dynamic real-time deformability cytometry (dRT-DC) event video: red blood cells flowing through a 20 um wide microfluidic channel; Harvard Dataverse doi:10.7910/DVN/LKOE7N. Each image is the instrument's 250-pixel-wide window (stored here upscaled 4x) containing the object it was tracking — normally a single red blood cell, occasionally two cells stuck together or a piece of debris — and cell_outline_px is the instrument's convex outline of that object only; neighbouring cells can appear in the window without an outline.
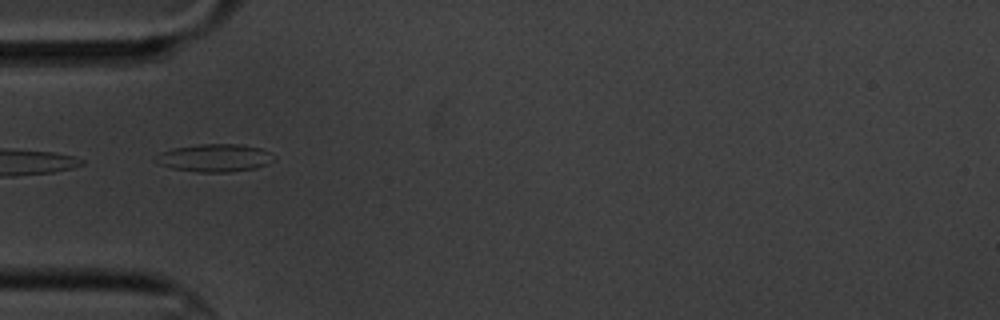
{"species": "common noctule bat (a hibernating species)", "species_latin": "Nyctalus noctula", "temperature_condition": "cold", "stored_images_in_passage": 15, "camera_frame_rate_fps": 3000, "um_per_image_px": 0.085, "animal": {"sex": "male", "body_mass_g": 20.1, "forearm_length_mm": 53.5}, "frame": {"image": 1, "passage_image": 5, "time_ms": 5.667, "image_size_px": [1000, 320], "cell_outline_px": [[276, 160], [268, 164], [256, 168], [228, 172], [196, 172], [172, 168], [156, 164], [152, 160], [160, 152], [172, 148], [200, 144], [240, 144], [260, 148], [272, 152], [276, 156]], "centroid_in_image_um": [18.26, 13.42], "position_along_channel_um": 66.7, "area_um2": 19.54}}
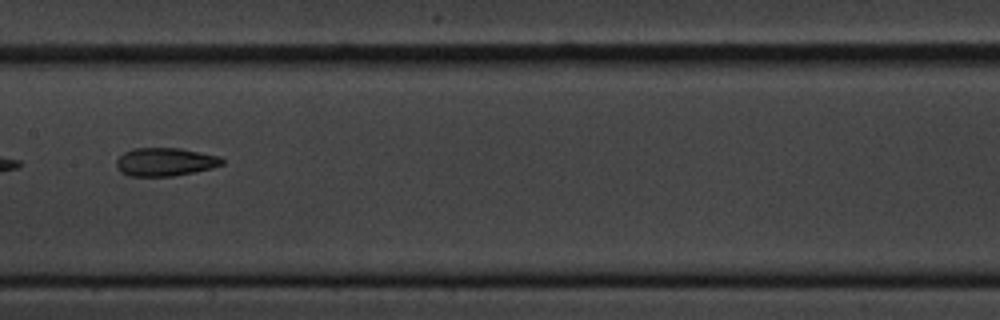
{"frame": {"image": 2, "passage_image": 8, "time_ms": 9.333, "image_size_px": [1000, 320], "cell_outline_px": [[224, 164], [212, 168], [172, 176], [128, 176], [120, 172], [116, 168], [116, 160], [124, 152], [132, 148], [180, 148], [220, 156], [224, 160]], "centroid_in_image_um": [14.02, 13.76], "position_along_channel_um": 193.4, "area_um2": 17.51}}
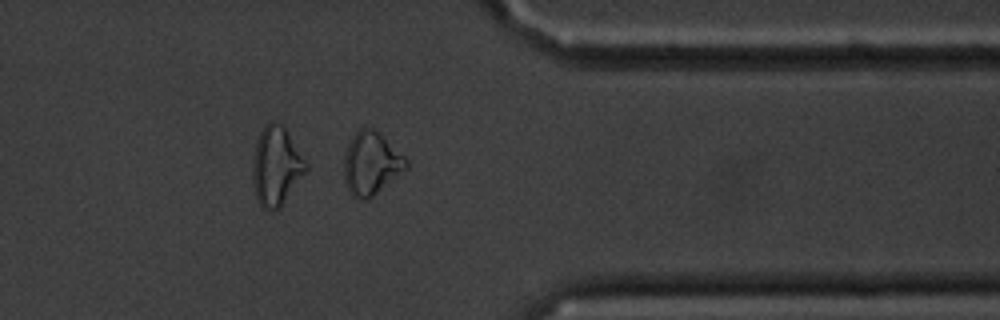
{"frame": {"image": 3, "passage_image": 13, "time_ms": 15.0, "image_size_px": [1000, 320], "cell_outline_px": [[408, 168], [368, 200], [356, 200], [348, 192], [344, 180], [344, 152], [352, 136], [360, 128], [372, 128], [384, 136], [408, 160]], "centroid_in_image_um": [31.53, 13.92], "position_along_channel_um": 379.9, "area_um2": 23.06}, "authors_computed_cell_mechanics": {"area_um2": 19.5364, "velocity_mm_per_s": 3.4198, "shape_relaxation_time_tau1_ms": 3.0349, "shape_relaxation_time_tau2_ms": null, "deformation_change_tau1": 0.1332, "deformation_change_tau2": null}}